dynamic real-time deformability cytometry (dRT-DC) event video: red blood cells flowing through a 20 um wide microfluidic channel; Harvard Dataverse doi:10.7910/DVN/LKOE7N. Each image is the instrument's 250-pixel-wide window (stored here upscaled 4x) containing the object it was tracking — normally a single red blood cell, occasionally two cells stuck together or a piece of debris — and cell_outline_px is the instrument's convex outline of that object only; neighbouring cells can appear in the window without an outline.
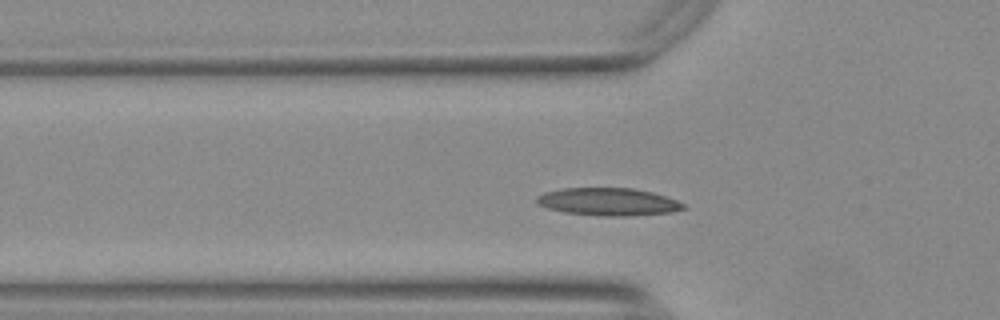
{"species": "Egyptian fruit bat (a non-hibernating species)", "species_latin": "Rousettus aegyptiacus", "temperature_condition": "warm", "stored_images_in_passage": 40, "camera_frame_rate_fps": 3000, "um_per_image_px": 0.085, "animal": {"sex": "female"}, "frame": {"image": 1, "passage_image": 3, "time_ms": 0.667, "image_size_px": [1000, 320], "cell_outline_px": [[688, 208], [672, 212], [632, 216], [600, 216], [564, 212], [548, 208], [536, 204], [536, 196], [544, 192], [564, 188], [632, 188], [652, 192], [676, 200], [684, 204]], "centroid_in_image_um": [51.69, 17.16], "position_along_channel_um": 74.1, "area_um2": 23.76}}
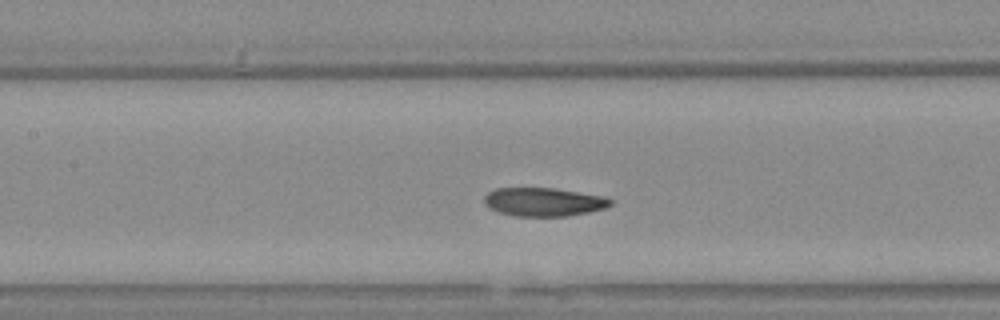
{"frame": {"image": 2, "passage_image": 10, "time_ms": 3.0, "image_size_px": [1000, 320], "cell_outline_px": [[616, 200], [612, 204], [604, 208], [588, 212], [564, 216], [512, 216], [496, 212], [488, 208], [484, 204], [484, 196], [488, 192], [496, 188], [552, 188], [604, 196]], "centroid_in_image_um": [46.18, 17.17], "position_along_channel_um": 161.2, "area_um2": 21.15}}
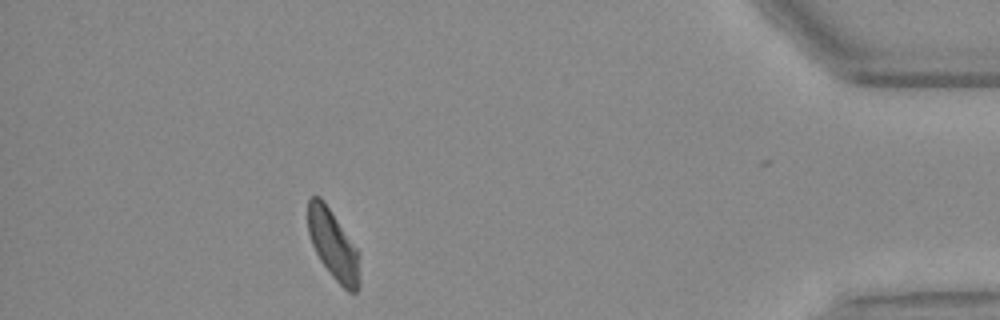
{"frame": {"image": 3, "passage_image": 34, "time_ms": 11.0, "image_size_px": [1000, 320], "cell_outline_px": [[360, 284], [356, 292], [348, 292], [332, 276], [320, 260], [312, 244], [308, 232], [308, 196], [320, 196], [324, 200], [360, 252]], "centroid_in_image_um": [28.35, 20.8], "position_along_channel_um": 406.9, "area_um2": 21.21}, "authors_computed_cell_mechanics": {"area_um2": 21.4727, "velocity_mm_per_s": 3.7204, "shape_relaxation_time_tau1_ms": 10.2466, "shape_relaxation_time_tau2_ms": 6.645, "deformation_change_tau1": 0.2058, "deformation_change_tau2": 0.1332}}